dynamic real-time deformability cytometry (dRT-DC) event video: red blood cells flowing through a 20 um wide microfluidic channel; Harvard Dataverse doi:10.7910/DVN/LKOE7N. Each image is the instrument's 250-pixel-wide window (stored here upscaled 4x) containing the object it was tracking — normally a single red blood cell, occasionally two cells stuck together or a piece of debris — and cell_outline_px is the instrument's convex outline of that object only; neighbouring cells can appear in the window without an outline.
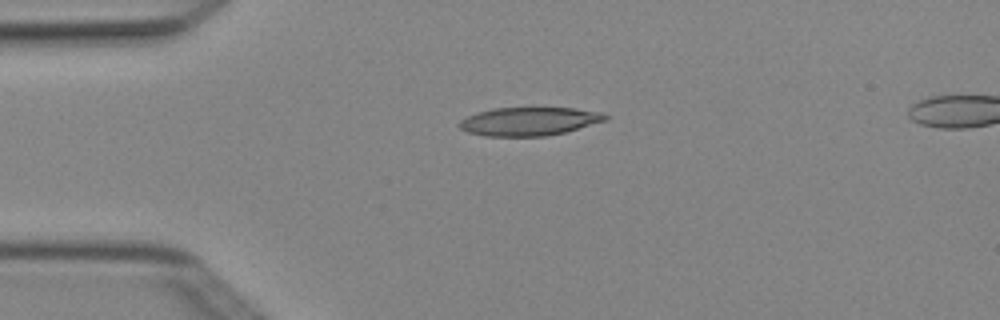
{"species": "Egyptian fruit bat (a non-hibernating species)", "species_latin": "Rousettus aegyptiacus", "temperature_condition": "cold", "stored_images_in_passage": 3, "camera_frame_rate_fps": 3000, "um_per_image_px": 0.085, "animal": {"sex": "female"}, "frame": {"image": 1, "passage_image": 1, "time_ms": 0.0, "image_size_px": [1000, 320], "cell_outline_px": [[608, 120], [564, 132], [544, 136], [484, 136], [468, 132], [460, 128], [456, 124], [460, 120], [468, 116], [492, 108], [576, 108], [604, 112], [608, 116]], "centroid_in_image_um": [44.99, 10.31], "position_along_channel_um": 40.0, "area_um2": 24.16}}